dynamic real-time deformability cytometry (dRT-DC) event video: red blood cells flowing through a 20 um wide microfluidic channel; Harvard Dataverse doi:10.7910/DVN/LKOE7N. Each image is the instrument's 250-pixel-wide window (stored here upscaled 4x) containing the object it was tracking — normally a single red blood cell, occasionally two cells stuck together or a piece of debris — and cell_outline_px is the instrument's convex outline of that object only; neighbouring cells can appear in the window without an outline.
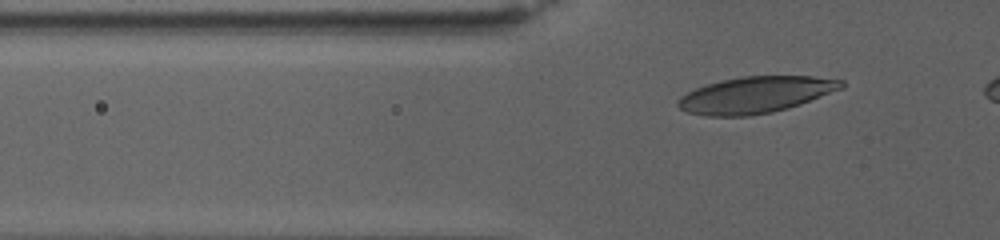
{"species": "human", "species_latin": "Homo sapiens", "temperature_condition": "warm", "stored_images_in_passage": 59, "camera_frame_rate_fps": 3000, "um_per_image_px": 0.085, "donor": {"sex": "female"}, "frame": {"image": 1, "passage_image": 15, "time_ms": 4.667, "image_size_px": [1000, 240], "cell_outline_px": [[844, 88], [800, 104], [788, 108], [772, 112], [748, 116], [708, 116], [688, 112], [680, 108], [676, 104], [676, 100], [680, 96], [696, 88], [720, 80], [740, 76], [812, 76], [844, 80]], "centroid_in_image_um": [64.23, 8.05], "position_along_channel_um": 61.6, "area_um2": 34.74}}
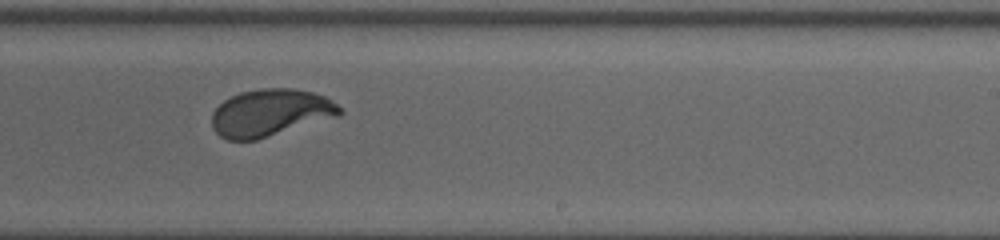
{"frame": {"image": 2, "passage_image": 39, "time_ms": 12.667, "image_size_px": [1000, 240], "cell_outline_px": [[344, 112], [340, 116], [256, 140], [228, 140], [220, 136], [212, 128], [212, 112], [224, 100], [240, 92], [260, 88], [292, 88], [312, 92], [324, 96], [332, 100], [344, 108]], "centroid_in_image_um": [23.02, 9.58], "position_along_channel_um": 266.0, "area_um2": 35.43}}
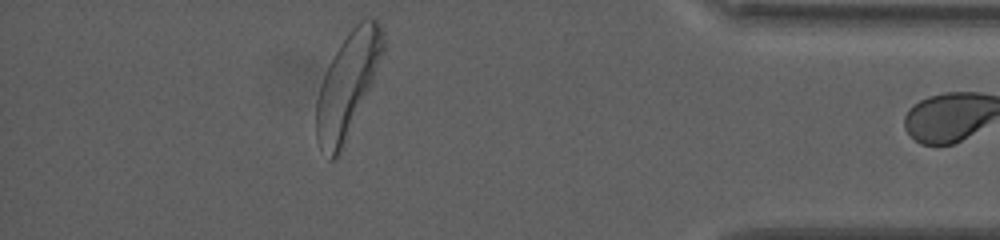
{"frame": {"image": 3, "passage_image": 58, "time_ms": 19.0, "image_size_px": [1000, 240], "cell_outline_px": [[384, 52], [372, 84], [340, 152], [332, 160], [328, 160], [320, 148], [316, 140], [316, 100], [324, 76], [340, 44], [348, 32], [364, 16], [376, 20], [380, 24], [384, 40]], "centroid_in_image_um": [29.55, 7.2], "position_along_channel_um": 405.7, "area_um2": 39.77}}